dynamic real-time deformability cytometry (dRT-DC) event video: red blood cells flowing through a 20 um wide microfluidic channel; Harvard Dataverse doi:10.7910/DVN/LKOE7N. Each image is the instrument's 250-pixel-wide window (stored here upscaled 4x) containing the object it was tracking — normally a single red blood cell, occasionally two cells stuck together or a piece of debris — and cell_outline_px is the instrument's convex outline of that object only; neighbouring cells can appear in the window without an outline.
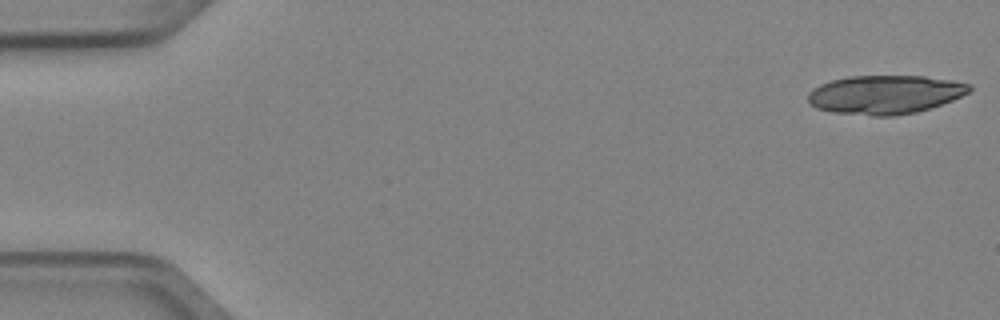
{"species": "Egyptian fruit bat (a non-hibernating species)", "species_latin": "Rousettus aegyptiacus", "temperature_condition": "cold", "stored_images_in_passage": 8, "camera_frame_rate_fps": 3000, "um_per_image_px": 0.085, "animal": {"sex": "female"}, "frame": {"image": 1, "passage_image": 1, "time_ms": 0.0, "image_size_px": [1000, 320], "cell_outline_px": [[972, 88], [968, 92], [952, 100], [916, 112], [892, 116], [872, 116], [832, 112], [816, 108], [808, 100], [808, 92], [812, 88], [820, 84], [832, 80], [848, 76], [924, 76], [952, 80], [972, 84]], "centroid_in_image_um": [75.21, 8.03], "position_along_channel_um": 9.8, "area_um2": 36.41}}